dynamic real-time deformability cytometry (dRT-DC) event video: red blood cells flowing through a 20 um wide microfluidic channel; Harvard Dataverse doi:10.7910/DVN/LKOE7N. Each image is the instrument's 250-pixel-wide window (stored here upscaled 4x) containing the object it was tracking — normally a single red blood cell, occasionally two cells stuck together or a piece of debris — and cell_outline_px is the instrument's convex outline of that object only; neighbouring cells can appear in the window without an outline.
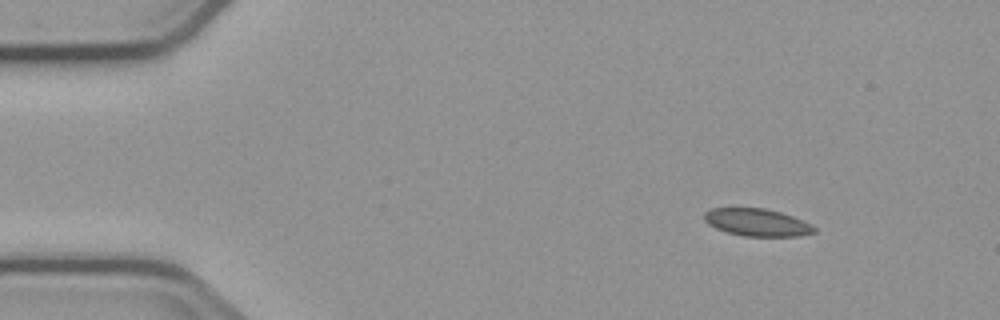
{"species": "common noctule bat (a hibernating species)", "species_latin": "Nyctalus noctula", "temperature_condition": "cold", "stored_images_in_passage": 8, "camera_frame_rate_fps": 3000, "um_per_image_px": 0.085, "animal": {"sex": "male", "body_mass_g": 23.1, "forearm_length_mm": 52.7}, "frame": {"image": 1, "passage_image": 2, "time_ms": 2.0, "image_size_px": [1000, 320], "cell_outline_px": [[816, 232], [800, 236], [744, 236], [728, 232], [716, 228], [708, 224], [704, 220], [704, 212], [712, 208], [764, 208], [780, 212], [792, 216], [816, 228]], "centroid_in_image_um": [64.32, 18.9], "position_along_channel_um": 20.7, "area_um2": 17.4}}
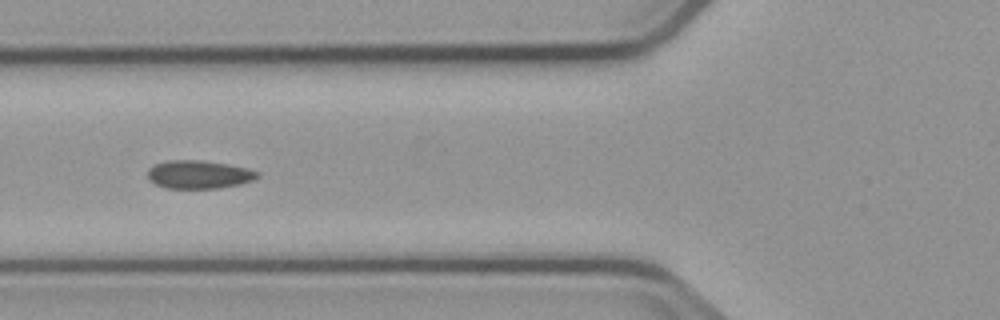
{"frame": {"image": 2, "passage_image": 6, "time_ms": 6.667, "image_size_px": [1000, 320], "cell_outline_px": [[260, 176], [252, 180], [240, 184], [220, 188], [164, 188], [148, 180], [148, 168], [156, 164], [168, 160], [200, 160], [228, 164], [248, 168], [260, 172]], "centroid_in_image_um": [16.91, 14.83], "position_along_channel_um": 108.9, "area_um2": 18.15}}
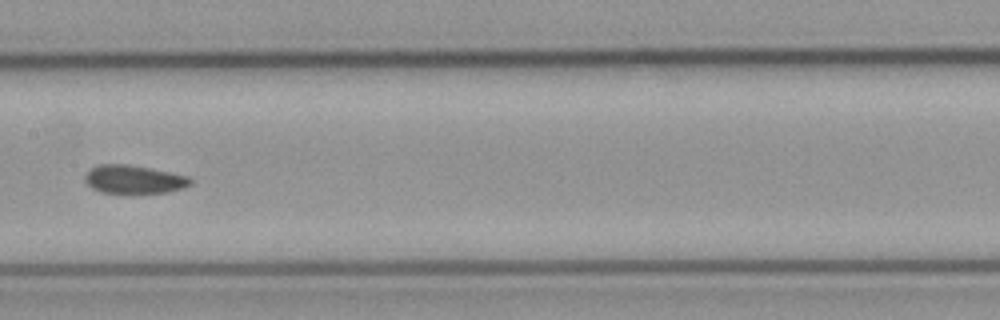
{"frame": {"image": 3, "passage_image": 8, "time_ms": 9.0, "image_size_px": [1000, 320], "cell_outline_px": [[192, 184], [184, 188], [168, 192], [100, 192], [92, 188], [84, 180], [84, 176], [88, 168], [100, 164], [128, 164], [188, 176], [192, 180]], "centroid_in_image_um": [11.35, 15.23], "position_along_channel_um": 196.1, "area_um2": 17.28}}